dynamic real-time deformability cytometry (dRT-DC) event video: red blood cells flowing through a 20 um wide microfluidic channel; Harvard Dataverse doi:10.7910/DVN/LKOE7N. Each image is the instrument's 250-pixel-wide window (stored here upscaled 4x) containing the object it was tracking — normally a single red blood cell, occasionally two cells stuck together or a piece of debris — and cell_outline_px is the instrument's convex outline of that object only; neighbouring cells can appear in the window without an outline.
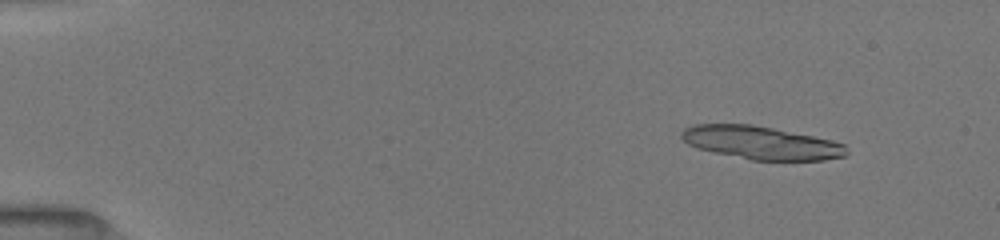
{"species": "common noctule bat (a hibernating species)", "species_latin": "Nyctalus noctula", "temperature_condition": "room temperature", "stored_images_in_passage": 13, "camera_frame_rate_fps": 3000, "um_per_image_px": 0.085, "animal": {"sex": "female", "body_mass_g": 19.5, "forearm_length_mm": 54.1}, "frame": {"image": 1, "passage_image": 6, "time_ms": 1.667, "image_size_px": [1000, 240], "cell_outline_px": [[848, 156], [824, 160], [752, 160], [696, 148], [688, 144], [680, 136], [680, 132], [684, 128], [692, 124], [752, 124], [832, 140], [844, 144], [848, 148]], "centroid_in_image_um": [64.7, 12.13], "position_along_channel_um": 20.3, "area_um2": 31.85}}